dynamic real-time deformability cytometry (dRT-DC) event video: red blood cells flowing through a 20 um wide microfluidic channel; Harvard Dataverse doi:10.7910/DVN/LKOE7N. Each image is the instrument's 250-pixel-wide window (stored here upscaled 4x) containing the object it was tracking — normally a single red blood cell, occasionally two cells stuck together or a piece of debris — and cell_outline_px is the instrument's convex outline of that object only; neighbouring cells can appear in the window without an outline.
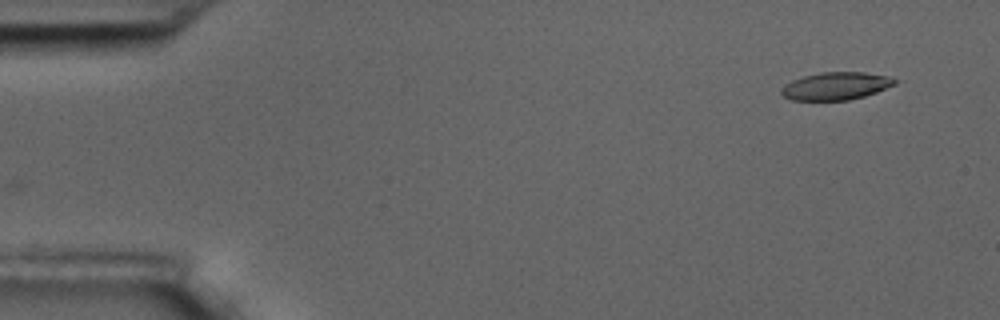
{"species": "common noctule bat (a hibernating species)", "species_latin": "Nyctalus noctula", "temperature_condition": "room temperature", "stored_images_in_passage": 3, "camera_frame_rate_fps": 3000, "um_per_image_px": 0.085, "animal": {"sex": "male", "body_mass_g": 17.5, "forearm_length_mm": 52.3}, "frame": {"image": 1, "passage_image": 3, "time_ms": 0.667, "image_size_px": [1000, 320], "cell_outline_px": [[904, 80], [896, 84], [876, 92], [864, 96], [848, 100], [792, 100], [784, 96], [780, 92], [780, 88], [784, 84], [792, 80], [804, 76], [820, 72], [864, 72], [892, 76]], "centroid_in_image_um": [71.11, 7.3], "position_along_channel_um": 13.9, "area_um2": 18.61}}